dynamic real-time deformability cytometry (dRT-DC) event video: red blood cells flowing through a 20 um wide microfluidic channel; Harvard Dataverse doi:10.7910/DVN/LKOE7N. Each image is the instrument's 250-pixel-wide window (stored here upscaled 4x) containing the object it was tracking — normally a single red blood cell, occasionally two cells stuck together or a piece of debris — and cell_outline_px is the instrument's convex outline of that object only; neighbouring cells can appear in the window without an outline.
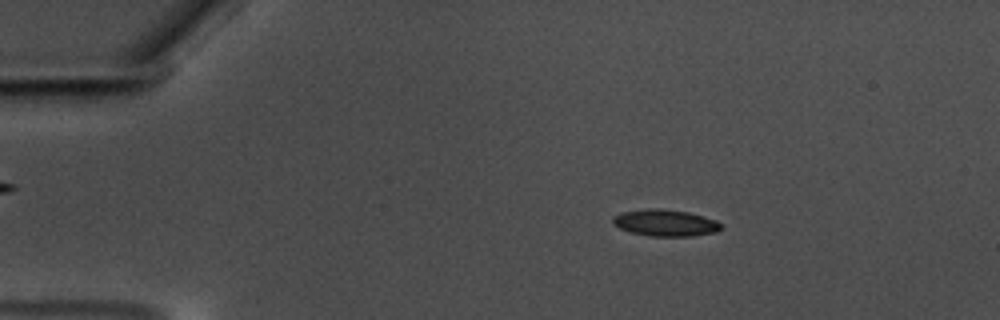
{"species": "common noctule bat (a hibernating species)", "species_latin": "Nyctalus noctula", "temperature_condition": "warm", "stored_images_in_passage": 57, "camera_frame_rate_fps": 3000, "um_per_image_px": 0.085, "animal": {"sex": "male", "body_mass_g": 17.5, "forearm_length_mm": 52.3}, "frame": {"image": 1, "passage_image": 10, "time_ms": 3.0, "image_size_px": [1000, 320], "cell_outline_px": [[724, 228], [716, 232], [692, 236], [648, 236], [628, 232], [612, 224], [612, 216], [620, 212], [648, 208], [660, 208], [688, 212], [704, 216], [716, 220], [724, 224]], "centroid_in_image_um": [56.55, 18.94], "position_along_channel_um": 28.4, "area_um2": 17.22}}
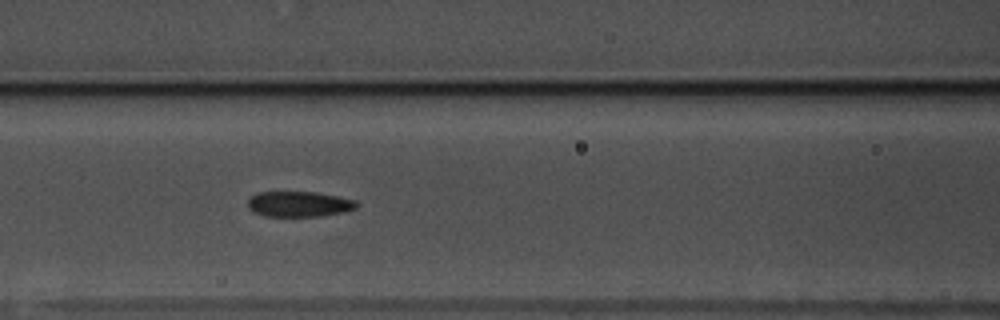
{"frame": {"image": 2, "passage_image": 25, "time_ms": 8.0, "image_size_px": [1000, 320], "cell_outline_px": [[360, 204], [356, 208], [340, 212], [320, 216], [264, 216], [252, 212], [248, 208], [248, 200], [252, 196], [260, 192], [316, 192], [356, 200]], "centroid_in_image_um": [25.4, 17.34], "position_along_channel_um": 141.2, "area_um2": 16.07}}
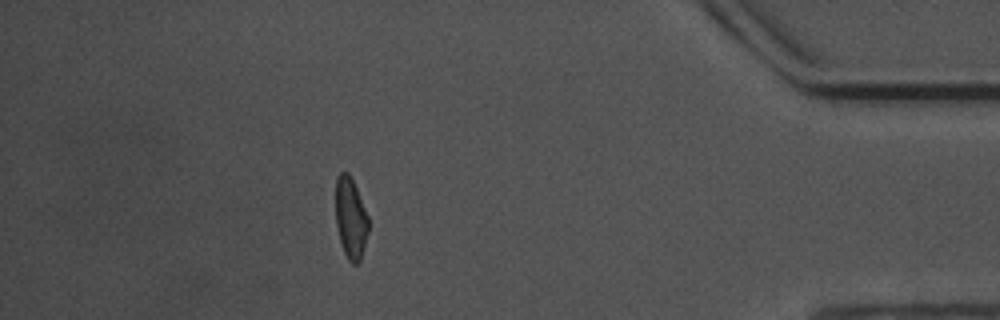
{"frame": {"image": 3, "passage_image": 51, "time_ms": 16.667, "image_size_px": [1000, 320], "cell_outline_px": [[368, 232], [360, 260], [356, 264], [352, 264], [348, 260], [344, 252], [340, 240], [336, 224], [336, 176], [340, 172], [348, 172], [356, 188], [368, 216]], "centroid_in_image_um": [29.8, 18.54], "position_along_channel_um": 405.4, "area_um2": 15.32}, "authors_computed_cell_mechanics": {"area_um2": 16.3574, "velocity_mm_per_s": 3.5618, "shape_relaxation_time_tau1_ms": 4.6663, "shape_relaxation_time_tau2_ms": 2.5698, "deformation_change_tau1": 0.1431, "deformation_change_tau2": 0.087}}